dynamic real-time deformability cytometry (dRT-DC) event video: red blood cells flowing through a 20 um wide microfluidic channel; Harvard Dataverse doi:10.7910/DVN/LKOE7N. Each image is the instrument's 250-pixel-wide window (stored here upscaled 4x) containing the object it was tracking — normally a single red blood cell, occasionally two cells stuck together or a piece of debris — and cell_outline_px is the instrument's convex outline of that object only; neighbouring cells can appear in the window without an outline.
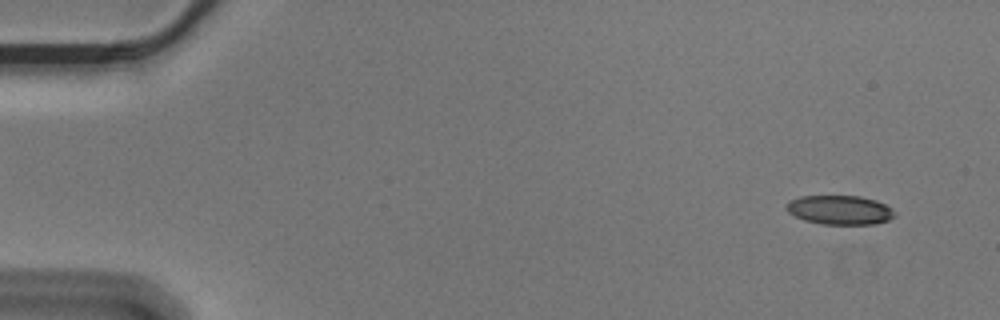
{"species": "Egyptian fruit bat (a non-hibernating species)", "species_latin": "Rousettus aegyptiacus", "temperature_condition": "cold", "stored_images_in_passage": 55, "camera_frame_rate_fps": 3000, "um_per_image_px": 0.085, "animal": {"sex": "male"}, "frame": {"image": 1, "passage_image": 3, "time_ms": 0.667, "image_size_px": [1000, 320], "cell_outline_px": [[896, 216], [888, 220], [876, 224], [820, 224], [804, 220], [788, 212], [784, 208], [788, 200], [800, 196], [860, 196], [876, 200], [892, 208], [896, 212]], "centroid_in_image_um": [71.38, 17.84], "position_along_channel_um": 13.6, "area_um2": 18.61}}
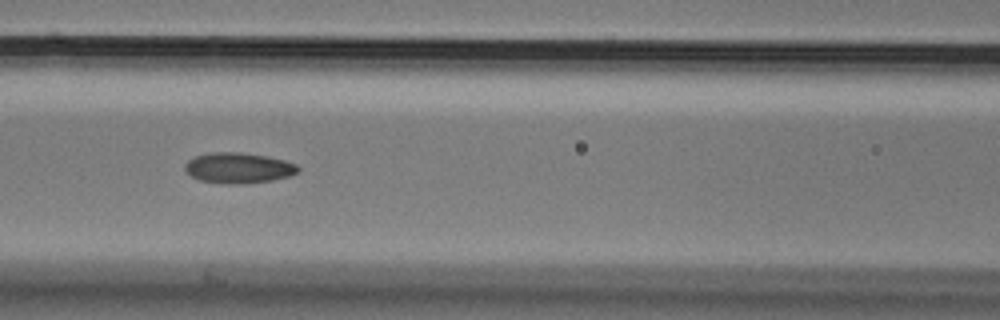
{"frame": {"image": 2, "passage_image": 24, "time_ms": 7.667, "image_size_px": [1000, 320], "cell_outline_px": [[300, 172], [288, 176], [272, 180], [244, 184], [224, 184], [200, 180], [192, 176], [184, 168], [184, 164], [188, 160], [196, 156], [212, 152], [240, 152], [268, 156], [284, 160], [296, 164], [300, 168]], "centroid_in_image_um": [20.29, 14.27], "position_along_channel_um": 146.3, "area_um2": 20.23}}
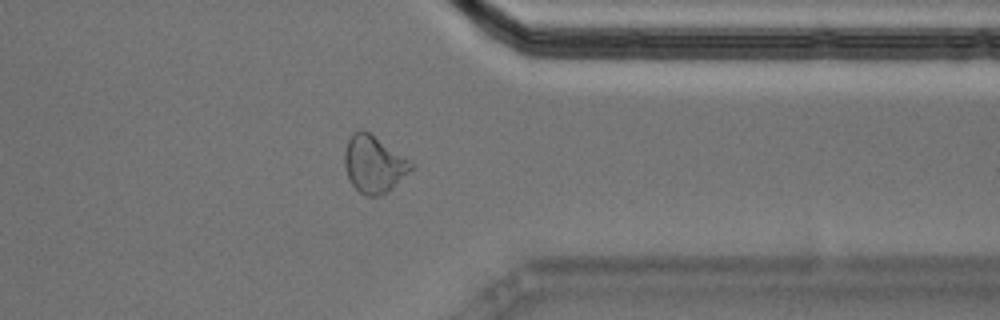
{"frame": {"image": 3, "passage_image": 44, "time_ms": 14.333, "image_size_px": [1000, 320], "cell_outline_px": [[412, 168], [388, 192], [380, 196], [368, 196], [360, 192], [352, 184], [348, 176], [344, 164], [344, 152], [348, 140], [352, 132], [360, 128], [368, 132], [408, 160], [412, 164]], "centroid_in_image_um": [31.72, 13.96], "position_along_channel_um": 379.7, "area_um2": 21.56}, "authors_computed_cell_mechanics": {"area_um2": 19.652, "velocity_mm_per_s": 3.5787, "shape_relaxation_time_tau1_ms": null, "shape_relaxation_time_tau2_ms": 3.1255, "deformation_change_tau1": null, "deformation_change_tau2": 0.0875}}